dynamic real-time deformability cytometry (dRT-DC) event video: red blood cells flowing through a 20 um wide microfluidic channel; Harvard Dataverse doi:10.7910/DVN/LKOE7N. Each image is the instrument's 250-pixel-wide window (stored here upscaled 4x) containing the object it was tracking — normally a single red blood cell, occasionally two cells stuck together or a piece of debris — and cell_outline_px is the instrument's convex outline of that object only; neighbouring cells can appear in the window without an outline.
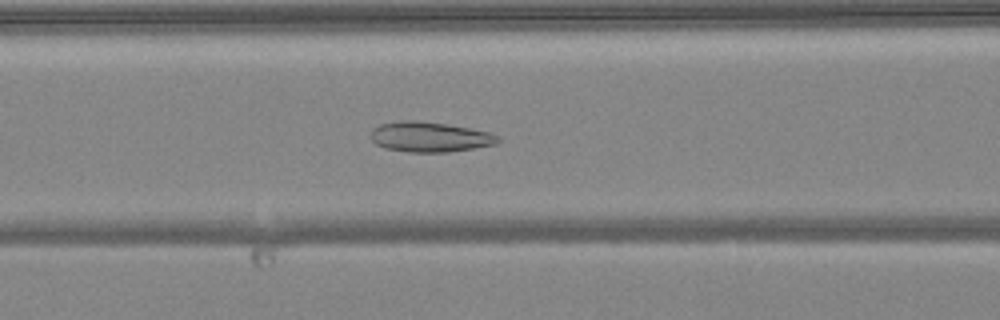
{"species": "common noctule bat (a hibernating species)", "species_latin": "Nyctalus noctula", "temperature_condition": "warm", "stored_images_in_passage": 50, "camera_frame_rate_fps": 3000, "um_per_image_px": 0.085, "animal": {"sex": "female", "body_mass_g": 24.6, "forearm_length_mm": 56.2}, "frame": {"image": 1, "passage_image": 20, "time_ms": 6.333, "image_size_px": [1000, 320], "cell_outline_px": [[500, 140], [496, 144], [448, 152], [408, 152], [384, 148], [376, 144], [368, 136], [372, 128], [380, 124], [400, 120], [416, 120], [448, 124], [488, 132], [496, 136]], "centroid_in_image_um": [36.44, 11.63], "position_along_channel_um": 130.2, "area_um2": 22.37}}
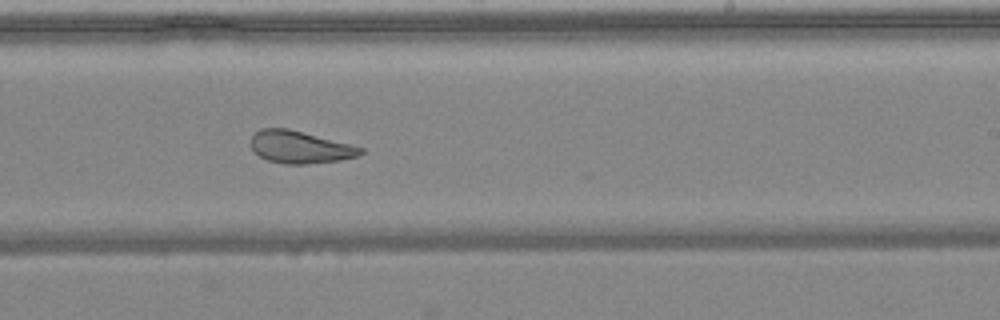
{"frame": {"image": 2, "passage_image": 30, "time_ms": 9.667, "image_size_px": [1000, 320], "cell_outline_px": [[364, 152], [356, 156], [340, 160], [304, 164], [284, 164], [268, 160], [260, 156], [252, 148], [252, 136], [260, 128], [288, 128], [364, 148]], "centroid_in_image_um": [25.49, 12.5], "position_along_channel_um": 263.5, "area_um2": 20.35}}
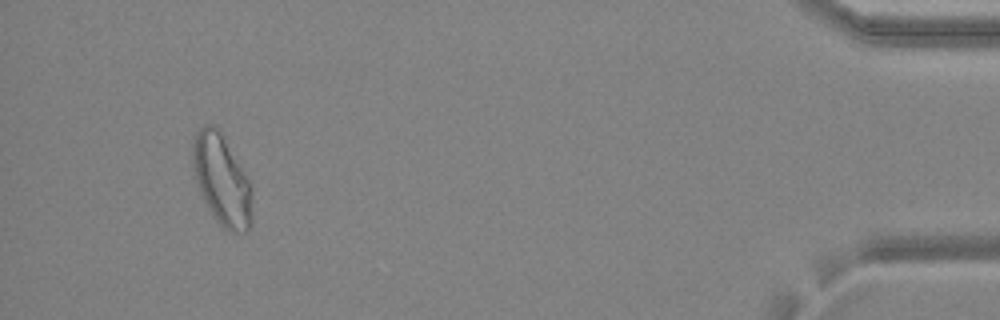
{"frame": {"image": 3, "passage_image": 47, "time_ms": 15.333, "image_size_px": [1000, 320], "cell_outline_px": [[252, 224], [248, 232], [228, 232], [212, 216], [200, 192], [192, 160], [192, 140], [196, 132], [204, 124], [212, 124], [220, 132], [252, 184]], "centroid_in_image_um": [18.87, 15.34], "position_along_channel_um": 416.3, "area_um2": 31.44}, "authors_computed_cell_mechanics": {"area_um2": 26.7036, "velocity_mm_per_s": 4.0126, "shape_relaxation_time_tau1_ms": null, "shape_relaxation_time_tau2_ms": 1.8798, "deformation_change_tau1": null, "deformation_change_tau2": 0.0929}}